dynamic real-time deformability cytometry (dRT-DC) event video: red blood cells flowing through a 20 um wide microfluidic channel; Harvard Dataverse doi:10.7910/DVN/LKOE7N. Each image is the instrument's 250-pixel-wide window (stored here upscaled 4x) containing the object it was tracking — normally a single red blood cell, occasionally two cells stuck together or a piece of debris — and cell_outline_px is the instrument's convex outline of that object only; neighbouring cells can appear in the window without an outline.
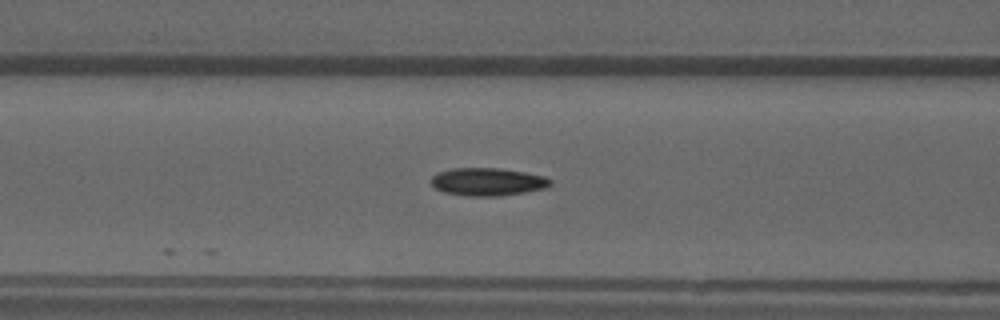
{"species": "common noctule bat (a hibernating species)", "species_latin": "Nyctalus noctula", "temperature_condition": "warm", "stored_images_in_passage": 8, "camera_frame_rate_fps": 3000, "um_per_image_px": 0.085, "animal": {"sex": "male", "forearm_length_mm": 52.5}, "frame": {"image": 1, "passage_image": 8, "time_ms": 2.333, "image_size_px": [1000, 320], "cell_outline_px": [[552, 184], [544, 188], [524, 192], [496, 196], [468, 196], [444, 192], [436, 188], [432, 184], [432, 176], [436, 172], [452, 168], [500, 168], [524, 172], [544, 176], [552, 180]], "centroid_in_image_um": [41.44, 15.44], "position_along_channel_um": 125.2, "area_um2": 19.25}}